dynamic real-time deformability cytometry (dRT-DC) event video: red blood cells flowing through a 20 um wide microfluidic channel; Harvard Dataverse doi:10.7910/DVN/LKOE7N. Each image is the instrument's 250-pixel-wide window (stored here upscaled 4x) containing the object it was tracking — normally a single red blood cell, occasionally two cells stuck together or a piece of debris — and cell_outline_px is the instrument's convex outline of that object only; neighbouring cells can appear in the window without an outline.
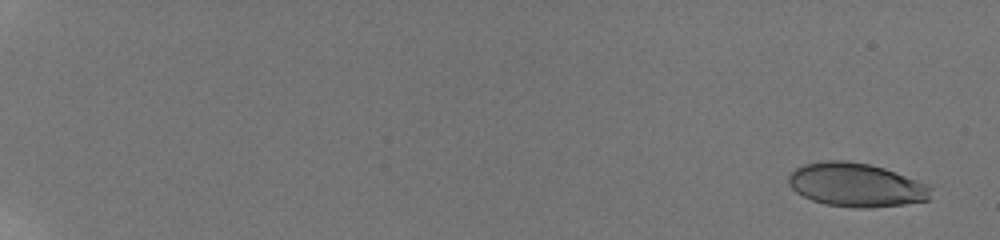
{"species": "human", "species_latin": "Homo sapiens", "temperature_condition": "room temperature", "stored_images_in_passage": 31, "camera_frame_rate_fps": 3000, "um_per_image_px": 0.085, "donor": {"sex": "male"}, "frame": {"image": 1, "passage_image": 1, "time_ms": 0.0, "image_size_px": [1000, 240], "cell_outline_px": [[932, 188], [928, 200], [904, 204], [868, 208], [856, 208], [824, 204], [812, 200], [796, 192], [788, 184], [788, 176], [796, 168], [804, 164], [824, 160], [844, 160], [868, 164], [884, 168], [928, 184]], "centroid_in_image_um": [72.75, 15.72], "position_along_channel_um": 12.2, "area_um2": 36.24}}
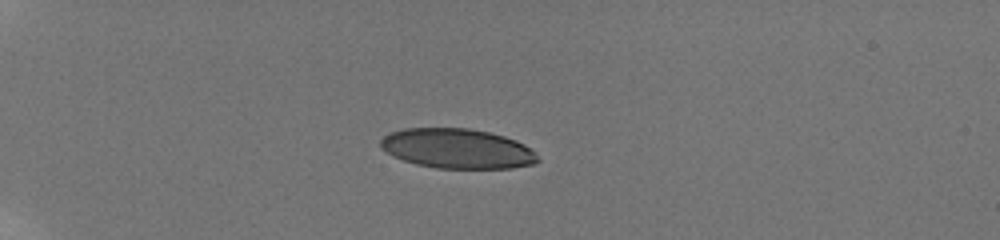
{"frame": {"image": 2, "passage_image": 26, "time_ms": 5.333, "image_size_px": [1000, 240], "cell_outline_px": [[540, 160], [532, 164], [512, 168], [436, 168], [416, 164], [392, 156], [380, 148], [380, 140], [384, 136], [392, 132], [404, 128], [468, 128], [488, 132], [504, 136], [516, 140], [524, 144], [536, 152]], "centroid_in_image_um": [38.86, 12.63], "position_along_channel_um": 46.1, "area_um2": 36.53}}